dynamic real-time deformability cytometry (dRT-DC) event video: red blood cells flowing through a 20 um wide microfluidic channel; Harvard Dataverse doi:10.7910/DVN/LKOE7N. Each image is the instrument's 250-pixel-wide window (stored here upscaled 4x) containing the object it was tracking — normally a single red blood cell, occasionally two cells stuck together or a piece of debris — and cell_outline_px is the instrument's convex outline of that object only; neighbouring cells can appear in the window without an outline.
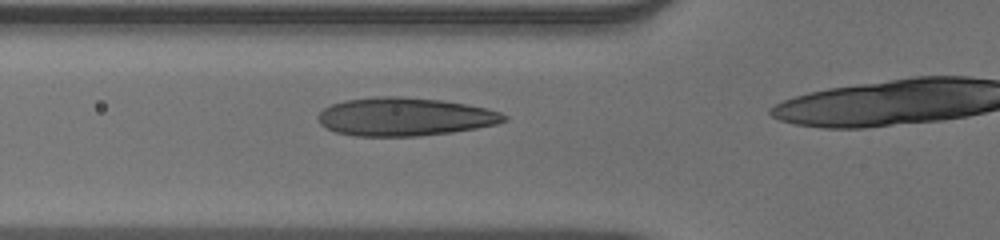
{"species": "human", "species_latin": "Homo sapiens", "temperature_condition": "warm", "stored_images_in_passage": 30, "camera_frame_rate_fps": 3000, "um_per_image_px": 0.085, "donor": {"sex": "male"}, "frame": {"image": 1, "passage_image": 13, "time_ms": 4.0, "image_size_px": [1000, 240], "cell_outline_px": [[508, 120], [496, 124], [476, 128], [452, 132], [416, 136], [356, 136], [336, 132], [320, 124], [316, 116], [324, 108], [332, 104], [344, 100], [376, 96], [400, 96], [440, 100], [464, 104], [484, 108], [500, 112], [508, 116]], "centroid_in_image_um": [34.38, 9.92], "position_along_channel_um": 91.4, "area_um2": 41.38}}
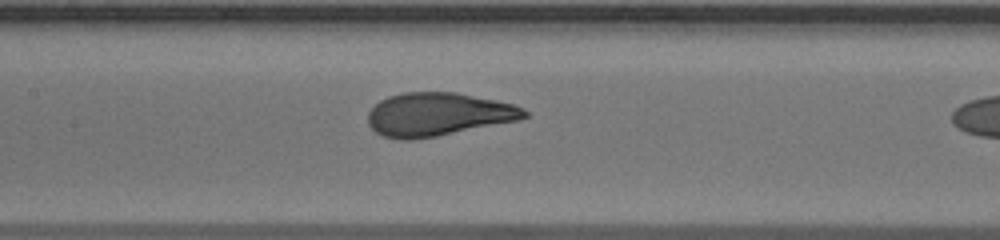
{"frame": {"image": 2, "passage_image": 19, "time_ms": 6.0, "image_size_px": [1000, 240], "cell_outline_px": [[528, 116], [520, 120], [436, 136], [412, 140], [400, 140], [384, 136], [376, 132], [368, 124], [368, 112], [380, 100], [388, 96], [404, 92], [456, 92], [496, 100], [512, 104], [524, 108], [528, 112]], "centroid_in_image_um": [37.24, 9.72], "position_along_channel_um": 170.2, "area_um2": 39.48}}
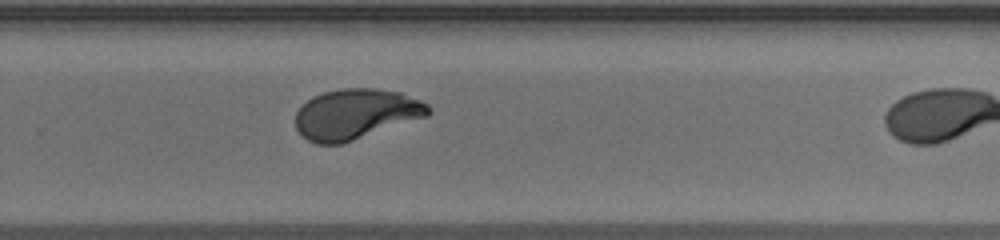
{"frame": {"image": 3, "passage_image": 29, "time_ms": 9.333, "image_size_px": [1000, 240], "cell_outline_px": [[432, 112], [428, 116], [340, 144], [316, 144], [308, 140], [296, 128], [296, 112], [312, 96], [324, 92], [340, 88], [376, 88], [400, 92], [420, 100], [428, 104], [432, 108]], "centroid_in_image_um": [30.27, 9.68], "position_along_channel_um": 299.5, "area_um2": 38.84}}